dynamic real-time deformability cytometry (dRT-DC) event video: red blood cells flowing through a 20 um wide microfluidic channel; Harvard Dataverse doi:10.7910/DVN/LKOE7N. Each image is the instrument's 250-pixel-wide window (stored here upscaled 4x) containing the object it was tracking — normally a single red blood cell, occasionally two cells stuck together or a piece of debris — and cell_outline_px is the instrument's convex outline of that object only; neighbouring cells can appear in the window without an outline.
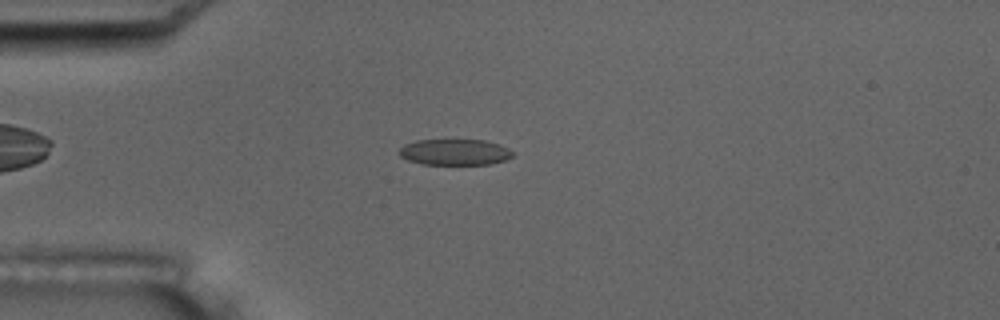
{"species": "common noctule bat (a hibernating species)", "species_latin": "Nyctalus noctula", "temperature_condition": "room temperature", "stored_images_in_passage": 5, "camera_frame_rate_fps": 3000, "um_per_image_px": 0.085, "animal": {"sex": "male", "body_mass_g": 17.5, "forearm_length_mm": 52.3}, "frame": {"image": 1, "passage_image": 5, "time_ms": 4.333, "image_size_px": [1000, 320], "cell_outline_px": [[516, 152], [508, 160], [488, 164], [420, 164], [408, 160], [400, 156], [400, 148], [404, 144], [416, 140], [484, 140], [500, 144]], "centroid_in_image_um": [38.69, 12.93], "position_along_channel_um": 46.3, "area_um2": 17.34}}